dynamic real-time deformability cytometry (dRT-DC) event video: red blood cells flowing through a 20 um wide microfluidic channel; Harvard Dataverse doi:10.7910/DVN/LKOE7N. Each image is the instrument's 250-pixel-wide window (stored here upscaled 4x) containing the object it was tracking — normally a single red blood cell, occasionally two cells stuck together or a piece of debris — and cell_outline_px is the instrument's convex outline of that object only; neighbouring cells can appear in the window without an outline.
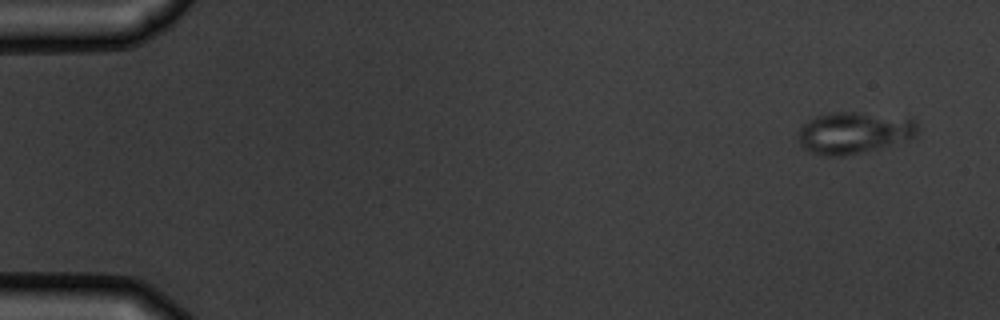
{"species": "common noctule bat (a hibernating species)", "species_latin": "Nyctalus noctula", "temperature_condition": "warm", "stored_images_in_passage": 6, "camera_frame_rate_fps": 3000, "um_per_image_px": 0.085, "animal": {"sex": "male", "body_mass_g": 19.5, "forearm_length_mm": 54.6}, "frame": {"image": 1, "passage_image": 1, "time_ms": 0.0, "image_size_px": [1000, 320], "cell_outline_px": [[920, 128], [916, 136], [908, 140], [844, 156], [820, 156], [808, 152], [800, 144], [796, 132], [808, 120], [816, 116], [832, 112], [860, 112], [912, 120]], "centroid_in_image_um": [72.51, 11.3], "position_along_channel_um": 12.5, "area_um2": 28.84}}
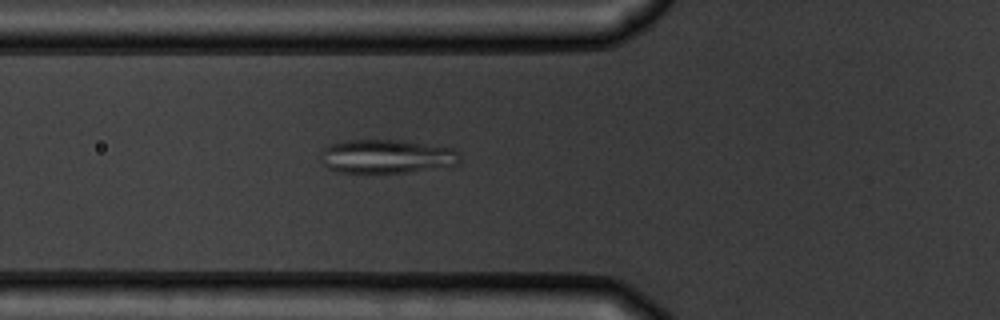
{"frame": {"image": 2, "passage_image": 6, "time_ms": 5.667, "image_size_px": [1000, 320], "cell_outline_px": [[460, 160], [456, 164], [412, 172], [336, 172], [328, 168], [320, 160], [320, 152], [324, 148], [332, 144], [348, 140], [400, 140], [452, 148], [460, 152]], "centroid_in_image_um": [32.84, 13.29], "position_along_channel_um": 93.0, "area_um2": 27.28}}